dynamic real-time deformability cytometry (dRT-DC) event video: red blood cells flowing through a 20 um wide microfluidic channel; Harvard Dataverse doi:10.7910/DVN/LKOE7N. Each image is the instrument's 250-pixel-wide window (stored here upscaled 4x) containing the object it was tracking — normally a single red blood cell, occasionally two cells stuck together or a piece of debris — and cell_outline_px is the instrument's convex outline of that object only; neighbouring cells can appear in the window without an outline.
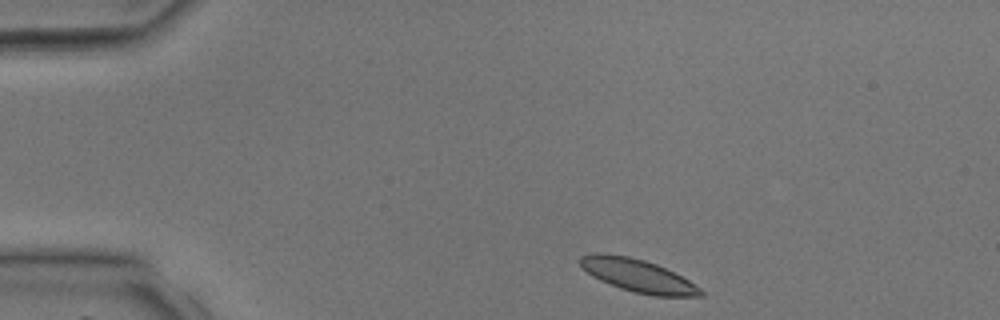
{"species": "common noctule bat (a hibernating species)", "species_latin": "Nyctalus noctula", "temperature_condition": "room temperature", "stored_images_in_passage": 34, "camera_frame_rate_fps": 3000, "um_per_image_px": 0.085, "animal": {"sex": "male", "body_mass_g": 17.9, "forearm_length_mm": 54.2}, "frame": {"image": 1, "passage_image": 1, "time_ms": 0.0, "image_size_px": [1000, 320], "cell_outline_px": [[704, 296], [652, 296], [620, 288], [600, 280], [592, 276], [580, 268], [580, 256], [592, 252], [600, 252], [628, 256], [644, 260], [656, 264], [688, 280], [700, 288], [704, 292]], "centroid_in_image_um": [54.16, 23.41], "position_along_channel_um": 30.8, "area_um2": 23.0}}
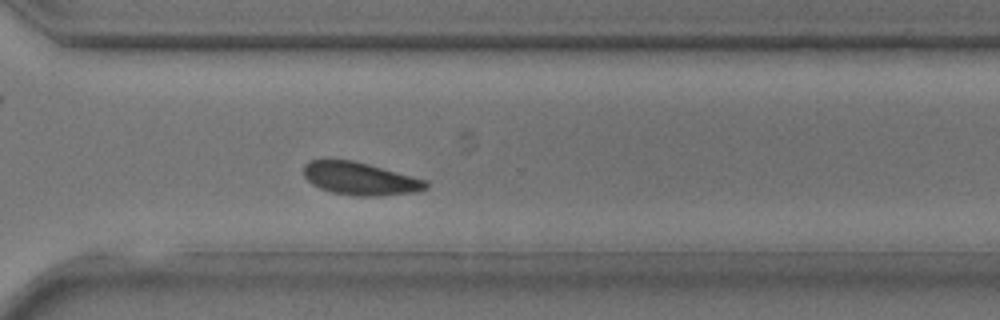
{"frame": {"image": 2, "passage_image": 23, "time_ms": 7.333, "image_size_px": [1000, 320], "cell_outline_px": [[428, 188], [416, 192], [376, 196], [356, 196], [332, 192], [320, 188], [312, 184], [304, 176], [304, 164], [308, 160], [352, 160], [368, 164], [428, 180]], "centroid_in_image_um": [30.62, 15.19], "position_along_channel_um": 340.0, "area_um2": 23.29}}
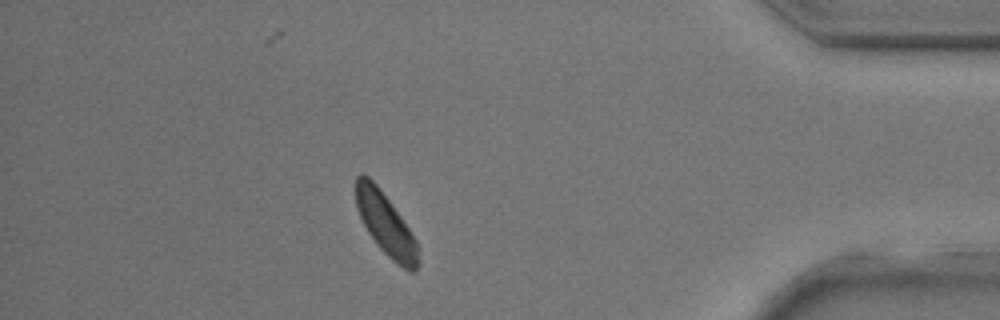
{"frame": {"image": 3, "passage_image": 29, "time_ms": 9.333, "image_size_px": [1000, 320], "cell_outline_px": [[416, 272], [408, 272], [396, 264], [376, 244], [368, 232], [356, 208], [356, 176], [360, 172], [368, 176], [376, 184], [400, 216], [416, 240]], "centroid_in_image_um": [32.74, 19.05], "position_along_channel_um": 402.5, "area_um2": 21.96}}